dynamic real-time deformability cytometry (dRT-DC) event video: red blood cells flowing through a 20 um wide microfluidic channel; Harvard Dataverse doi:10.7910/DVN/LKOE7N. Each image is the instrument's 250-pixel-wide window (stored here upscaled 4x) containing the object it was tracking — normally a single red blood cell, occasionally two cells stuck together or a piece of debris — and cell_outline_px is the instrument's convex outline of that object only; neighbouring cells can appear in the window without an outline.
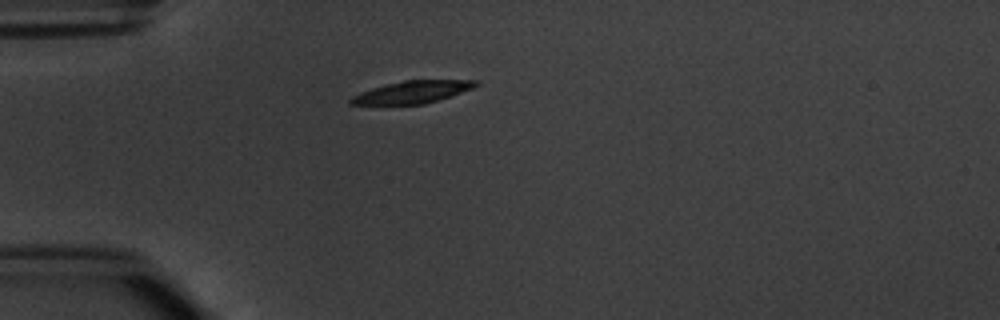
{"species": "common noctule bat (a hibernating species)", "species_latin": "Nyctalus noctula", "temperature_condition": "warm", "stored_images_in_passage": 4, "camera_frame_rate_fps": 3000, "um_per_image_px": 0.085, "animal": {"sex": "male", "body_mass_g": 20.1, "forearm_length_mm": 53.5}, "frame": {"image": 1, "passage_image": 3, "time_ms": 2.333, "image_size_px": [1000, 320], "cell_outline_px": [[480, 84], [472, 88], [424, 104], [348, 104], [348, 100], [352, 96], [360, 92], [384, 84], [404, 80], [480, 80]], "centroid_in_image_um": [35.02, 7.81], "position_along_channel_um": 50.0, "area_um2": 16.07}}